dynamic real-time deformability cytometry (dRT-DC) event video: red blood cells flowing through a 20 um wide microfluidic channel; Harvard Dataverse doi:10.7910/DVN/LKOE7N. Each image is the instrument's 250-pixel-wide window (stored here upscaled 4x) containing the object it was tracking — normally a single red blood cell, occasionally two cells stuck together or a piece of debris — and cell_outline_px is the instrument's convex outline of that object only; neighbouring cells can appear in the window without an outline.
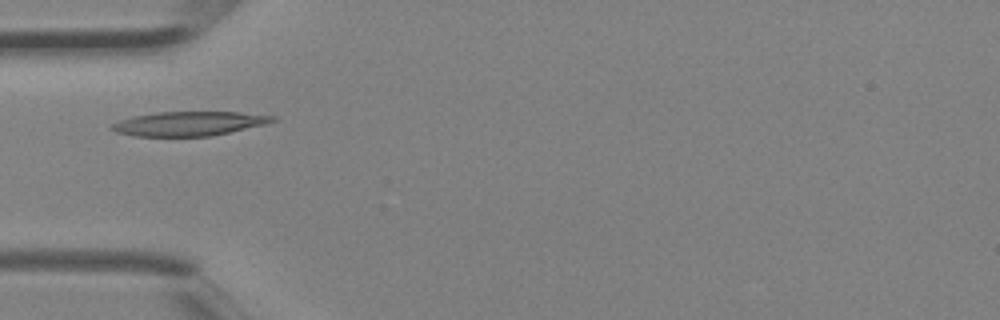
{"species": "Egyptian fruit bat (a non-hibernating species)", "species_latin": "Rousettus aegyptiacus", "temperature_condition": "room temperature", "stored_images_in_passage": 5, "camera_frame_rate_fps": 3000, "um_per_image_px": 0.085, "animal": {"sex": "female"}, "frame": {"image": 1, "passage_image": 5, "time_ms": 1.333, "image_size_px": [1000, 320], "cell_outline_px": [[276, 120], [264, 124], [212, 136], [132, 136], [116, 132], [108, 128], [112, 124], [120, 120], [132, 116], [156, 112], [240, 112], [276, 116]], "centroid_in_image_um": [16.02, 10.5], "position_along_channel_um": 69.0, "area_um2": 22.72}}